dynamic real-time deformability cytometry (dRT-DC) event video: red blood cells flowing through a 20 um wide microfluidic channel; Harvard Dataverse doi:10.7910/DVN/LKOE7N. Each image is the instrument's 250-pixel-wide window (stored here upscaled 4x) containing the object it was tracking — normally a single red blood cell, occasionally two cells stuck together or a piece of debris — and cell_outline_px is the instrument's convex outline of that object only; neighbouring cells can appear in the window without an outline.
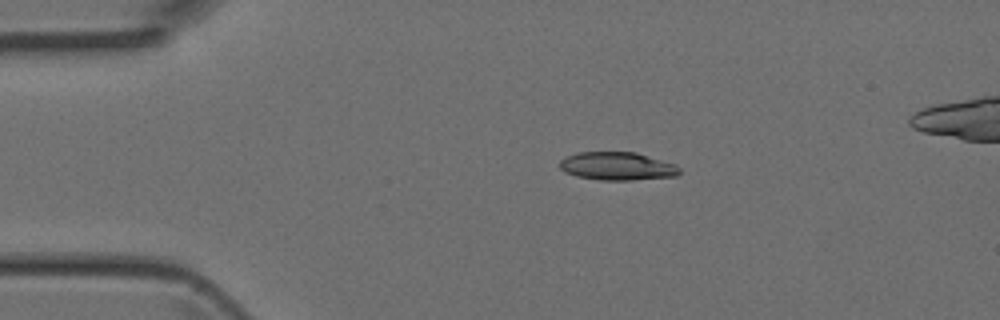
{"species": "Egyptian fruit bat (a non-hibernating species)", "species_latin": "Rousettus aegyptiacus", "temperature_condition": "room temperature", "stored_images_in_passage": 4, "camera_frame_rate_fps": 3000, "um_per_image_px": 0.085, "animal": {"sex": "female"}, "frame": {"image": 1, "passage_image": 2, "time_ms": 0.333, "image_size_px": [1000, 320], "cell_outline_px": [[680, 172], [676, 176], [632, 180], [600, 180], [576, 176], [564, 172], [560, 168], [560, 160], [576, 152], [636, 152], [676, 164], [680, 168]], "centroid_in_image_um": [52.47, 14.12], "position_along_channel_um": 32.5, "area_um2": 19.71}}